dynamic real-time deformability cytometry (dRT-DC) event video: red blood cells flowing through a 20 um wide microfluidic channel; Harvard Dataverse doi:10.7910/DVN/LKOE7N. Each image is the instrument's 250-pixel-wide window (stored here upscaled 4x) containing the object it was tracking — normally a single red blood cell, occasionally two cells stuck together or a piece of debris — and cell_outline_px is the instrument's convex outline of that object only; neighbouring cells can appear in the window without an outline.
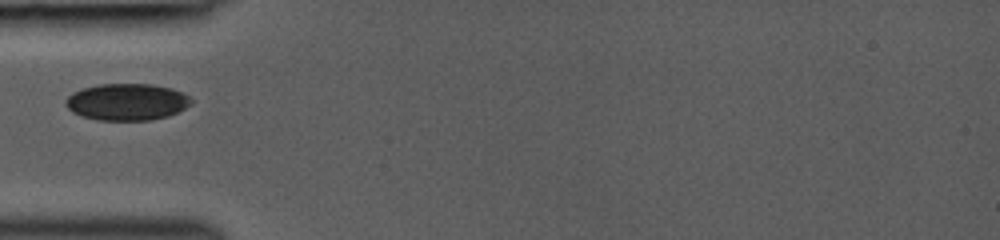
{"species": "common noctule bat (a hibernating species)", "species_latin": "Nyctalus noctula", "temperature_condition": "room temperature", "stored_images_in_passage": 33, "camera_frame_rate_fps": 3000, "um_per_image_px": 0.085, "animal": {"sex": "female", "body_mass_g": 19.0, "forearm_length_mm": 53.3}, "frame": {"image": 1, "passage_image": 1, "time_ms": 0.0, "image_size_px": [1000, 240], "cell_outline_px": [[192, 104], [168, 116], [148, 120], [100, 120], [84, 116], [72, 112], [64, 104], [64, 100], [72, 92], [84, 88], [100, 84], [152, 84], [168, 88], [192, 96]], "centroid_in_image_um": [10.78, 8.66], "position_along_channel_um": 74.2, "area_um2": 26.76}}
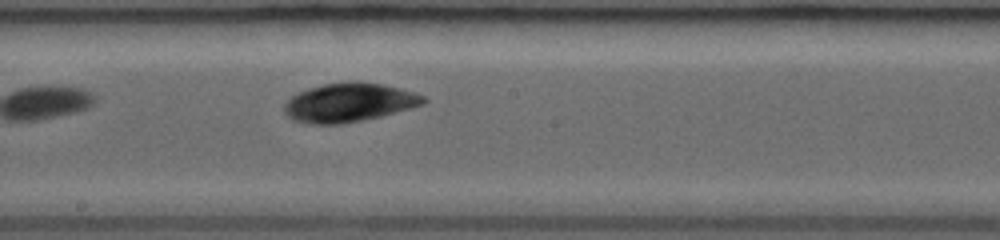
{"frame": {"image": 2, "passage_image": 18, "time_ms": 3.333, "image_size_px": [1000, 240], "cell_outline_px": [[428, 100], [424, 104], [412, 108], [380, 116], [340, 124], [308, 124], [292, 120], [284, 112], [284, 104], [292, 96], [308, 88], [324, 84], [348, 80], [352, 80], [380, 84], [400, 88], [416, 92], [424, 96]], "centroid_in_image_um": [29.68, 8.7], "position_along_channel_um": 218.5, "area_um2": 31.62}}
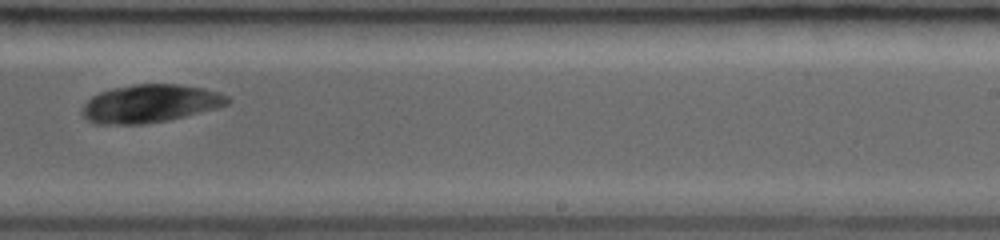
{"frame": {"image": 3, "passage_image": 21, "time_ms": 4.667, "image_size_px": [1000, 240], "cell_outline_px": [[232, 100], [228, 104], [216, 108], [168, 120], [144, 124], [92, 124], [80, 112], [84, 104], [92, 96], [100, 92], [112, 88], [136, 84], [176, 84], [204, 88], [220, 92], [228, 96]], "centroid_in_image_um": [12.75, 8.8], "position_along_channel_um": 276.2, "area_um2": 32.25}}